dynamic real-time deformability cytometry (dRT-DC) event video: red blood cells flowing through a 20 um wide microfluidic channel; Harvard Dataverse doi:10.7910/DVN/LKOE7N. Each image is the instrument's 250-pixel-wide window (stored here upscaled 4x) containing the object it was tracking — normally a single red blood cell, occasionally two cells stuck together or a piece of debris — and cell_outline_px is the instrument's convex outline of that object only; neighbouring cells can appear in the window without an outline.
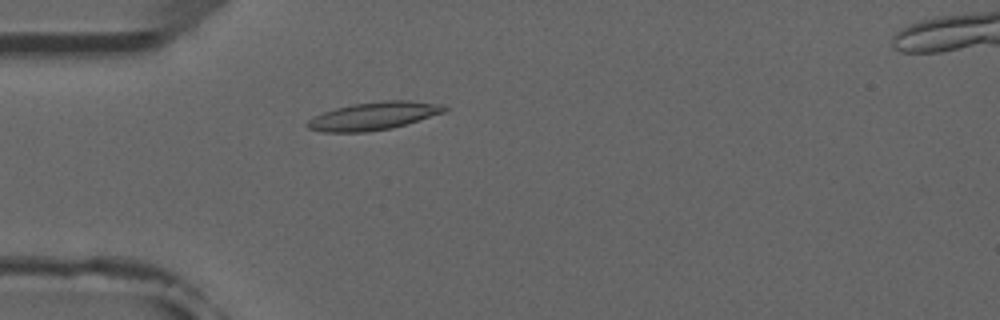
{"species": "common noctule bat (a hibernating species)", "species_latin": "Nyctalus noctula", "temperature_condition": "room temperature", "stored_images_in_passage": 3, "camera_frame_rate_fps": 3000, "um_per_image_px": 0.085, "animal": {"sex": "male", "forearm_length_mm": 52.5}, "frame": {"image": 1, "passage_image": 3, "time_ms": 3.333, "image_size_px": [1000, 320], "cell_outline_px": [[448, 108], [444, 112], [392, 128], [364, 132], [324, 132], [308, 128], [304, 124], [308, 120], [324, 112], [336, 108], [352, 104], [384, 100], [408, 100], [440, 104]], "centroid_in_image_um": [31.73, 9.85], "position_along_channel_um": 53.3, "area_um2": 22.02}}